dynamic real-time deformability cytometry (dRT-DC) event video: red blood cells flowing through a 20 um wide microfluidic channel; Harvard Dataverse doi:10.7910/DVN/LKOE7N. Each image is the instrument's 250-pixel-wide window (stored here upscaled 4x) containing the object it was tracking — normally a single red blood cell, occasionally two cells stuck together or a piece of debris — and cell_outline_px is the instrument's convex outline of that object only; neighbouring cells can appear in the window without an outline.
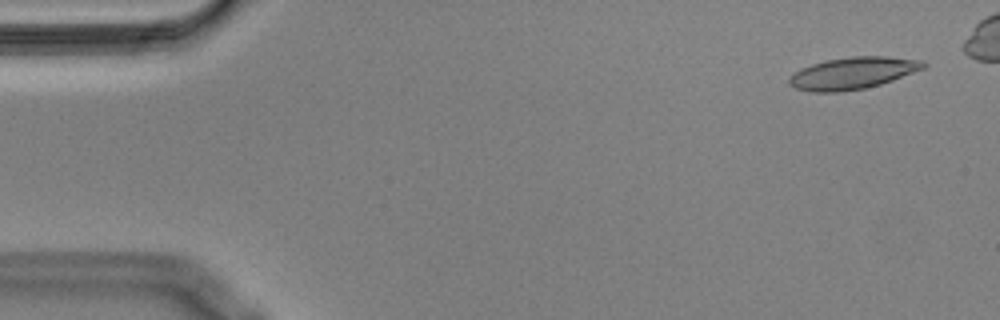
{"species": "Egyptian fruit bat (a non-hibernating species)", "species_latin": "Rousettus aegyptiacus", "temperature_condition": "cold", "stored_images_in_passage": 51, "camera_frame_rate_fps": 3000, "um_per_image_px": 0.085, "animal": {"sex": "male"}, "frame": {"image": 1, "passage_image": 3, "time_ms": 0.667, "image_size_px": [1000, 320], "cell_outline_px": [[928, 64], [924, 68], [892, 80], [880, 84], [864, 88], [836, 92], [808, 92], [796, 88], [788, 84], [788, 80], [800, 68], [812, 64], [828, 60], [852, 56], [888, 56], [924, 60]], "centroid_in_image_um": [72.5, 6.21], "position_along_channel_um": 12.5, "area_um2": 24.85}}
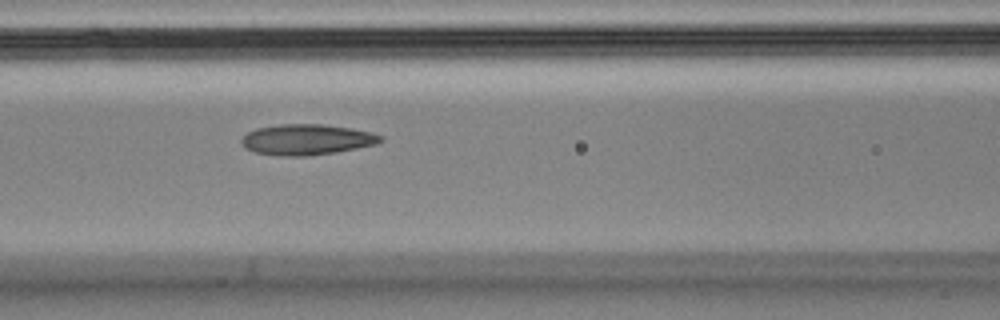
{"frame": {"image": 2, "passage_image": 23, "time_ms": 7.333, "image_size_px": [1000, 320], "cell_outline_px": [[384, 140], [376, 144], [336, 152], [308, 156], [280, 156], [256, 152], [248, 148], [240, 140], [248, 132], [256, 128], [280, 124], [324, 124], [352, 128], [372, 132], [384, 136]], "centroid_in_image_um": [26.13, 11.85], "position_along_channel_um": 140.5, "area_um2": 24.85}}
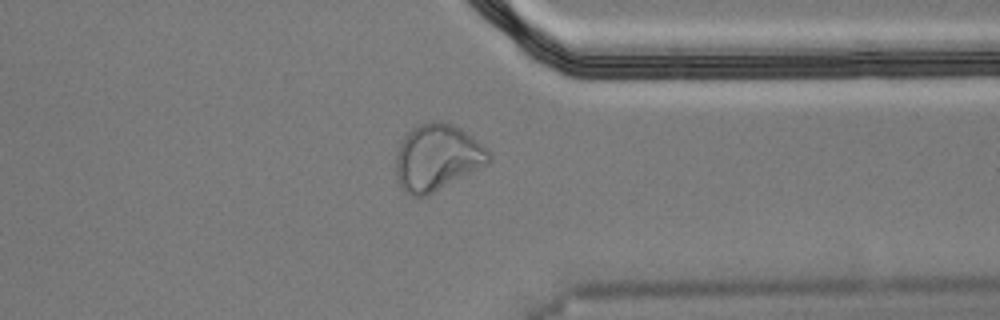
{"frame": {"image": 3, "passage_image": 43, "time_ms": 14.0, "image_size_px": [1000, 320], "cell_outline_px": [[492, 160], [488, 164], [424, 196], [412, 196], [404, 192], [400, 184], [396, 172], [396, 152], [404, 136], [416, 124], [432, 120], [440, 120], [452, 124], [460, 128], [472, 136], [488, 148], [492, 152]], "centroid_in_image_um": [37.18, 13.34], "position_along_channel_um": 374.2, "area_um2": 36.01}, "authors_computed_cell_mechanics": {"area_um2": 24.7962, "velocity_mm_per_s": 3.5667, "shape_relaxation_time_tau1_ms": null, "shape_relaxation_time_tau2_ms": 1.7193, "deformation_change_tau1": null, "deformation_change_tau2": 0.0744}}